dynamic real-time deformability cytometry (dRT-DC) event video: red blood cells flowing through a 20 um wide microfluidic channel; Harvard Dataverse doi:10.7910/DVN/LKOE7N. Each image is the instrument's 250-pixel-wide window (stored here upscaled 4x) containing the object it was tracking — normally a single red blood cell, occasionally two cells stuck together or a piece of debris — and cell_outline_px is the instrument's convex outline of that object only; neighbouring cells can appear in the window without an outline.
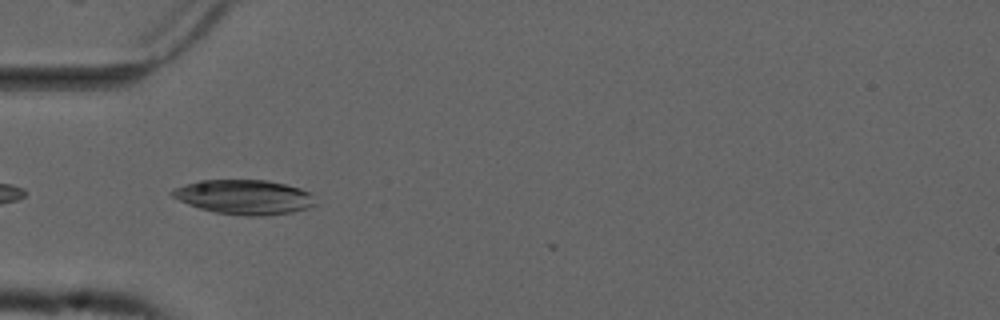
{"species": "common noctule bat (a hibernating species)", "species_latin": "Nyctalus noctula", "temperature_condition": "cold", "stored_images_in_passage": 20, "camera_frame_rate_fps": 3000, "um_per_image_px": 0.085, "animal": {"sex": "male", "forearm_length_mm": 52.5}, "frame": {"image": 1, "passage_image": 17, "time_ms": 5.333, "image_size_px": [1000, 320], "cell_outline_px": [[316, 204], [308, 208], [292, 212], [264, 216], [244, 216], [216, 212], [200, 208], [188, 204], [172, 196], [168, 192], [172, 188], [184, 184], [200, 180], [268, 180], [300, 188], [308, 192]], "centroid_in_image_um": [20.72, 16.74], "position_along_channel_um": 64.3, "area_um2": 28.78}}
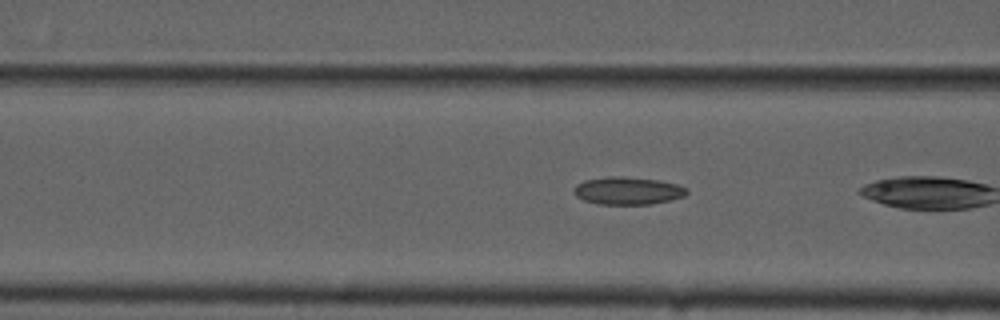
{"frame": {"image": 2, "passage_image": 19, "time_ms": 6.0, "image_size_px": [1000, 320], "cell_outline_px": [[688, 192], [684, 196], [672, 200], [652, 204], [600, 204], [584, 200], [576, 196], [576, 184], [584, 180], [608, 176], [620, 176], [660, 180], [676, 184], [688, 188]], "centroid_in_image_um": [53.41, 16.21], "position_along_channel_um": 113.2, "area_um2": 18.15}}